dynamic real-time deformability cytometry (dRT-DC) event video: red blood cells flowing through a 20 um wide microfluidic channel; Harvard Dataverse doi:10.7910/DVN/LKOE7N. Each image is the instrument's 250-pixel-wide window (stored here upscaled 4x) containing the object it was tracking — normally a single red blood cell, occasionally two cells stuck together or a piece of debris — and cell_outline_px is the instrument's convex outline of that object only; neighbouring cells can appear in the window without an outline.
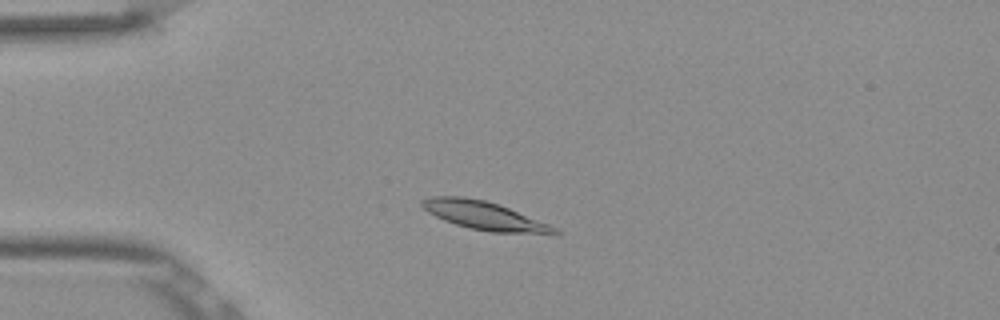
{"species": "Egyptian fruit bat (a non-hibernating species)", "species_latin": "Rousettus aegyptiacus", "temperature_condition": "room temperature", "stored_images_in_passage": 49, "camera_frame_rate_fps": 3000, "um_per_image_px": 0.085, "frame": {"image": 1, "passage_image": 9, "time_ms": 2.667, "image_size_px": [1000, 320], "cell_outline_px": [[560, 236], [552, 236], [492, 232], [472, 228], [456, 224], [444, 220], [428, 212], [420, 204], [420, 200], [432, 196], [464, 196], [484, 200], [508, 208], [548, 224], [556, 228], [560, 232]], "centroid_in_image_um": [41.25, 18.36], "position_along_channel_um": 43.8, "area_um2": 22.08}}
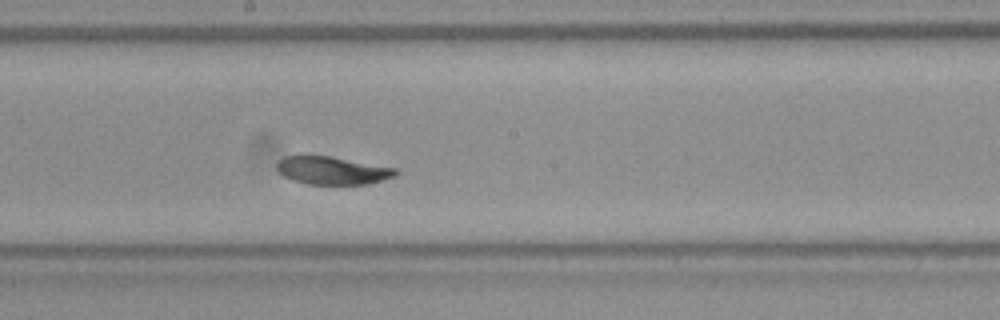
{"frame": {"image": 2, "passage_image": 25, "time_ms": 8.0, "image_size_px": [1000, 320], "cell_outline_px": [[400, 172], [396, 176], [368, 184], [308, 184], [292, 180], [284, 176], [276, 168], [276, 164], [284, 156], [332, 156], [396, 168]], "centroid_in_image_um": [28.28, 14.49], "position_along_channel_um": 219.9, "area_um2": 19.31}}
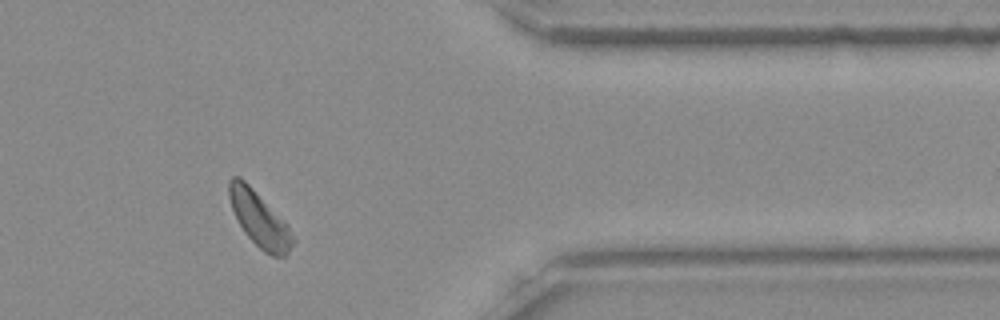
{"frame": {"image": 3, "passage_image": 40, "time_ms": 13.0, "image_size_px": [1000, 320], "cell_outline_px": [[296, 240], [288, 252], [284, 256], [272, 256], [264, 252], [244, 232], [232, 208], [228, 196], [228, 180], [232, 176], [240, 176], [288, 224]], "centroid_in_image_um": [22.06, 18.62], "position_along_channel_um": 389.3, "area_um2": 20.23}, "authors_computed_cell_mechanics": {"area_um2": 20.6924, "velocity_mm_per_s": 3.7714, "shape_relaxation_time_tau1_ms": 1.9746, "shape_relaxation_time_tau2_ms": null, "deformation_change_tau1": 0.0812, "deformation_change_tau2": null}}